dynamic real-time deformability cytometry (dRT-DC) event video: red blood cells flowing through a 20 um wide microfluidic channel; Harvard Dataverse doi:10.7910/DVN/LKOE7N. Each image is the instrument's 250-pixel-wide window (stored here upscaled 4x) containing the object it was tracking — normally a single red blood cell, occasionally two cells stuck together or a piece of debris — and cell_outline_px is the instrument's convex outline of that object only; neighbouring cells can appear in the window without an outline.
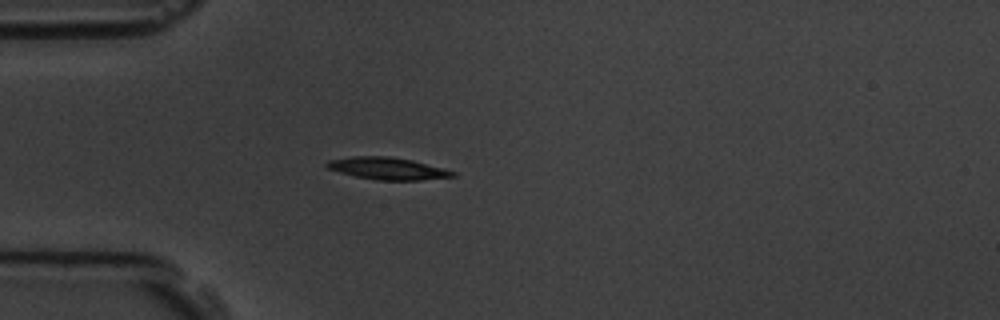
{"species": "common noctule bat (a hibernating species)", "species_latin": "Nyctalus noctula", "temperature_condition": "room temperature", "stored_images_in_passage": 4, "camera_frame_rate_fps": 3000, "um_per_image_px": 0.085, "animal": {"sex": "male", "body_mass_g": 19.5, "forearm_length_mm": 54.6}, "frame": {"image": 1, "passage_image": 4, "time_ms": 3.333, "image_size_px": [1000, 320], "cell_outline_px": [[456, 176], [420, 180], [376, 180], [356, 176], [340, 172], [328, 168], [324, 164], [328, 160], [352, 156], [392, 156], [412, 160], [444, 168], [456, 172]], "centroid_in_image_um": [32.95, 14.31], "position_along_channel_um": 52.1, "area_um2": 16.24}}